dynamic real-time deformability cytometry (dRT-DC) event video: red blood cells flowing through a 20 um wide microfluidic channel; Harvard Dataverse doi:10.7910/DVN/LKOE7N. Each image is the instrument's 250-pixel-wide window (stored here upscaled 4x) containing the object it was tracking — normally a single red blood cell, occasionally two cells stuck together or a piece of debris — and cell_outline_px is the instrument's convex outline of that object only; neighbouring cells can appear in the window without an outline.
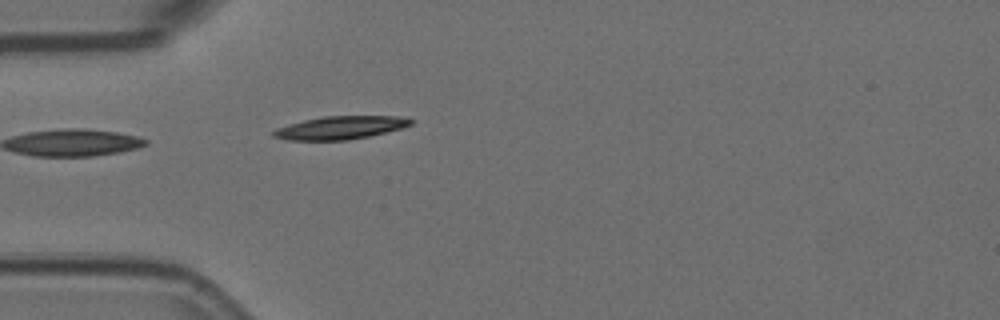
{"species": "Egyptian fruit bat (a non-hibernating species)", "species_latin": "Rousettus aegyptiacus", "temperature_condition": "room temperature", "stored_images_in_passage": 3, "camera_frame_rate_fps": 3000, "um_per_image_px": 0.085, "animal": {"sex": "female"}, "frame": {"image": 1, "passage_image": 3, "time_ms": 0.667, "image_size_px": [1000, 320], "cell_outline_px": [[412, 124], [400, 128], [368, 136], [348, 140], [288, 140], [272, 136], [272, 132], [276, 128], [304, 120], [324, 116], [396, 116], [412, 120]], "centroid_in_image_um": [28.87, 10.85], "position_along_channel_um": 56.1, "area_um2": 18.15}}